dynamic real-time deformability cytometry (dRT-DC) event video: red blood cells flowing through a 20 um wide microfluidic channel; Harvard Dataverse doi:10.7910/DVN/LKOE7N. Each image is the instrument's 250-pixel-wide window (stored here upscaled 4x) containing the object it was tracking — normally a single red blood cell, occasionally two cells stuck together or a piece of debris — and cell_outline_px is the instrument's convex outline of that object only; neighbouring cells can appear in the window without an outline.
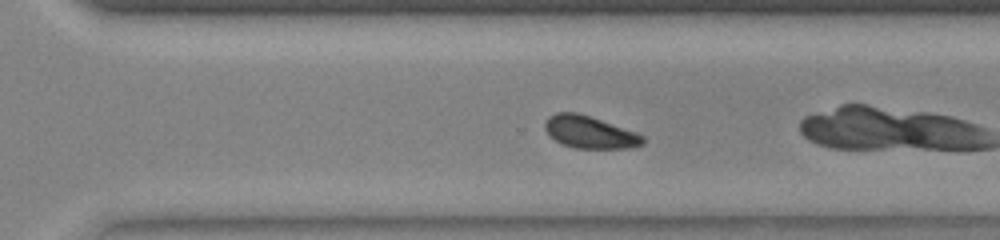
{"species": "common noctule bat (a hibernating species)", "species_latin": "Nyctalus noctula", "temperature_condition": "warm", "stored_images_in_passage": 47, "camera_frame_rate_fps": 3000, "um_per_image_px": 0.085, "animal": {"sex": "female", "body_mass_g": 23.0, "forearm_length_mm": 53.4}, "frame": {"image": 1, "passage_image": 30, "time_ms": 9.667, "image_size_px": [1000, 240], "cell_outline_px": [[644, 144], [632, 148], [576, 148], [564, 144], [556, 140], [544, 128], [544, 124], [548, 116], [556, 112], [576, 112], [636, 132], [644, 136]], "centroid_in_image_um": [50.14, 11.23], "position_along_channel_um": 320.5, "area_um2": 18.15}, "authors_computed_cell_mechanics": {"area_um2": 18.7272, "velocity_mm_per_s": 3.8845, "shape_relaxation_time_tau1_ms": 3.9554, "shape_relaxation_time_tau2_ms": null, "deformation_change_tau1": 0.117, "deformation_change_tau2": null}}